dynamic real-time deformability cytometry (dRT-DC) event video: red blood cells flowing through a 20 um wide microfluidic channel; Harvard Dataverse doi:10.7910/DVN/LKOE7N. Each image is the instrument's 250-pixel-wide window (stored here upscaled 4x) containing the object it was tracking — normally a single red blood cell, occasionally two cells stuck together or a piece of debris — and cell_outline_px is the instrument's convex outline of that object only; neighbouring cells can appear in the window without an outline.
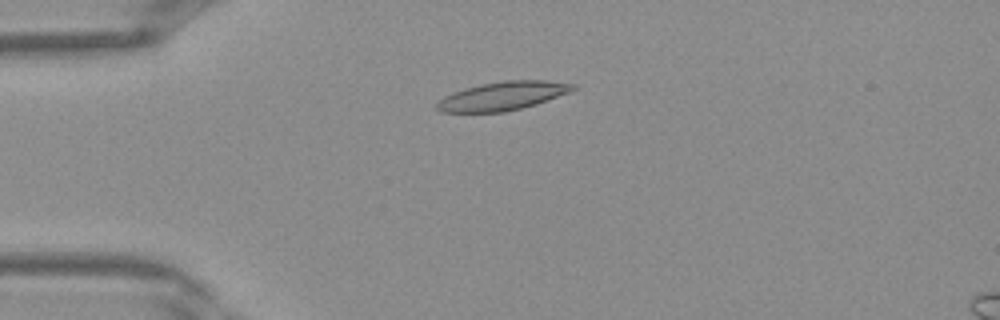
{"species": "Egyptian fruit bat (a non-hibernating species)", "species_latin": "Rousettus aegyptiacus", "temperature_condition": "warm", "stored_images_in_passage": 39, "camera_frame_rate_fps": 3000, "um_per_image_px": 0.085, "frame": {"image": 1, "passage_image": 9, "time_ms": 2.667, "image_size_px": [1000, 320], "cell_outline_px": [[576, 88], [568, 92], [536, 104], [504, 112], [440, 112], [436, 108], [436, 104], [444, 96], [452, 92], [480, 84], [504, 80], [544, 80], [576, 84]], "centroid_in_image_um": [42.7, 8.15], "position_along_channel_um": 42.3, "area_um2": 22.48}}
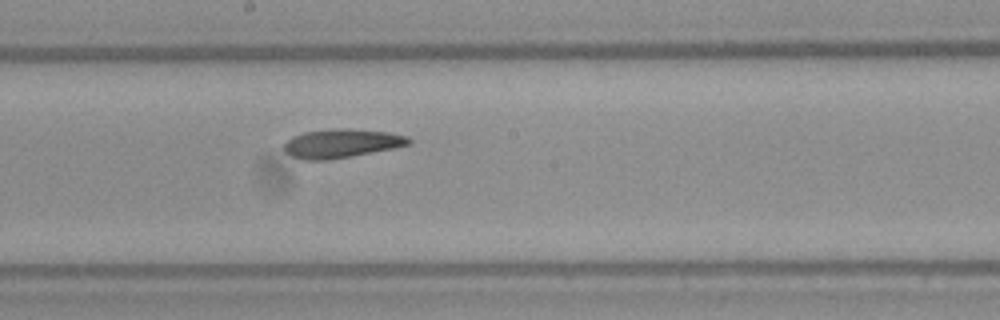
{"frame": {"image": 2, "passage_image": 21, "time_ms": 6.667, "image_size_px": [1000, 320], "cell_outline_px": [[412, 140], [408, 144], [392, 148], [352, 156], [328, 160], [304, 160], [292, 156], [284, 152], [284, 144], [292, 136], [304, 132], [328, 128], [348, 128], [388, 132], [408, 136]], "centroid_in_image_um": [28.99, 12.18], "position_along_channel_um": 219.2, "area_um2": 20.98}}
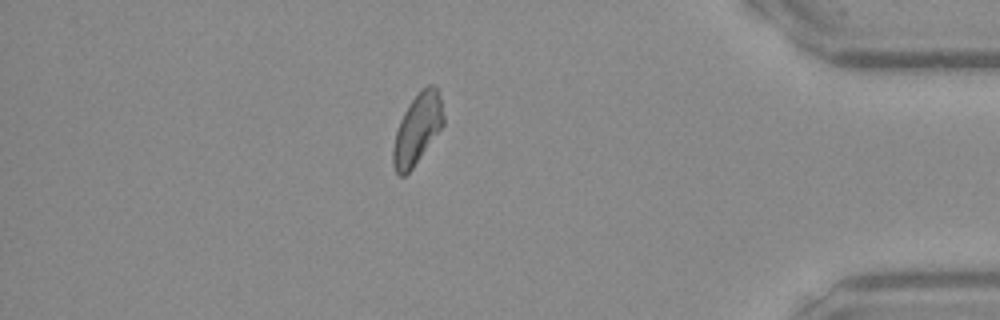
{"frame": {"image": 3, "passage_image": 34, "time_ms": 11.0, "image_size_px": [1000, 320], "cell_outline_px": [[444, 124], [412, 168], [404, 176], [400, 176], [396, 172], [392, 164], [392, 148], [396, 132], [400, 120], [408, 104], [428, 84], [436, 84], [444, 116]], "centroid_in_image_um": [35.46, 10.97], "position_along_channel_um": 399.7, "area_um2": 20.29}}